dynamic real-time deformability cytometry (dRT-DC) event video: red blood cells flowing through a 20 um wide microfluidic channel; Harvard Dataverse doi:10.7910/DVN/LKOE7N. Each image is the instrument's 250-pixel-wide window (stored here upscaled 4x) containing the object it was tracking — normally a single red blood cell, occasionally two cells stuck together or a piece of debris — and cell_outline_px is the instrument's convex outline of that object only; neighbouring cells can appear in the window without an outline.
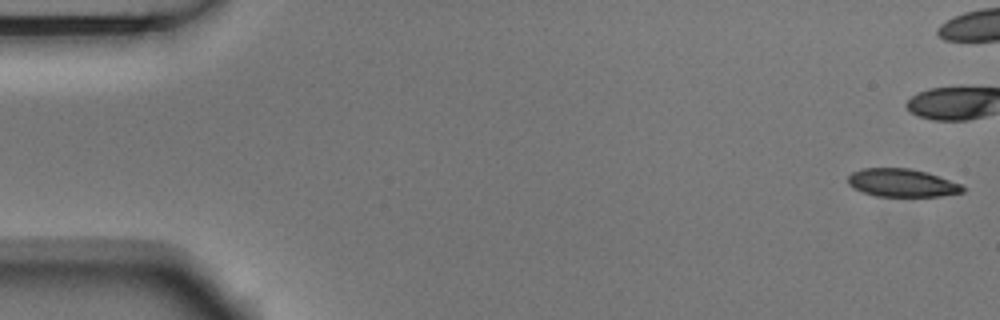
{"species": "Egyptian fruit bat (a non-hibernating species)", "species_latin": "Rousettus aegyptiacus", "temperature_condition": "room temperature", "stored_images_in_passage": 14, "camera_frame_rate_fps": 3000, "um_per_image_px": 0.085, "animal": {"sex": "male"}, "frame": {"image": 1, "passage_image": 1, "time_ms": 0.0, "image_size_px": [1000, 320], "cell_outline_px": [[968, 188], [964, 192], [940, 196], [876, 196], [852, 188], [848, 184], [848, 176], [852, 172], [864, 168], [908, 168], [928, 172], [960, 184]], "centroid_in_image_um": [76.68, 15.54], "position_along_channel_um": 8.3, "area_um2": 18.79}}
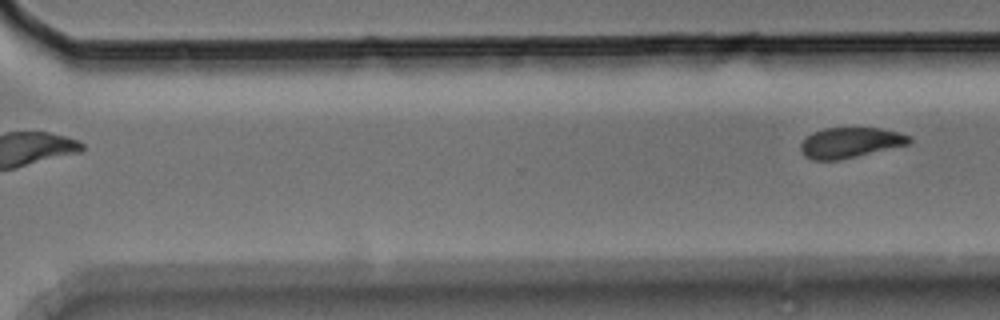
{"frame": {"image": 2, "passage_image": 14, "time_ms": 4.333, "image_size_px": [1000, 320], "cell_outline_px": [[912, 140], [908, 144], [840, 160], [812, 160], [804, 156], [800, 152], [800, 144], [812, 132], [824, 128], [880, 128], [900, 132], [912, 136]], "centroid_in_image_um": [72.26, 12.12], "position_along_channel_um": 298.3, "area_um2": 19.31}}